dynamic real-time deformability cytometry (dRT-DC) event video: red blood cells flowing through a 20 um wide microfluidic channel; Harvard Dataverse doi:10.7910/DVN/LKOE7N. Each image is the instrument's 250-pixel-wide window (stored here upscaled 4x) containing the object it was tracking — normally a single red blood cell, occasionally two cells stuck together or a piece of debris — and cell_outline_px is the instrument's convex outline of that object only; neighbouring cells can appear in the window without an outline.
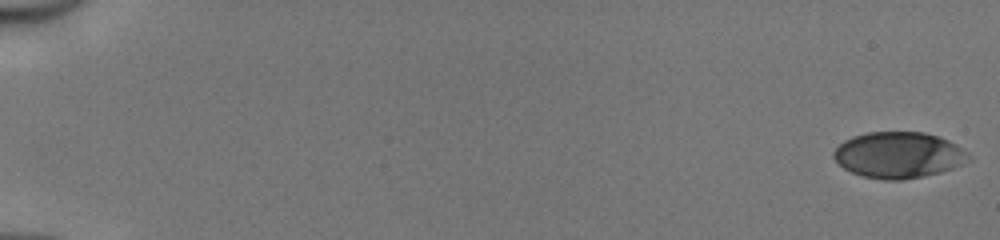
{"species": "human", "species_latin": "Homo sapiens", "temperature_condition": "cold", "stored_images_in_passage": 51, "camera_frame_rate_fps": 3000, "um_per_image_px": 0.085, "donor": {"sex": "male"}, "frame": {"image": 1, "passage_image": 1, "time_ms": 0.0, "image_size_px": [1000, 240], "cell_outline_px": [[972, 160], [952, 168], [940, 172], [900, 180], [884, 180], [864, 176], [852, 172], [844, 168], [832, 156], [832, 152], [844, 140], [852, 136], [868, 132], [924, 132], [948, 140], [956, 144], [968, 152]], "centroid_in_image_um": [76.38, 13.16], "position_along_channel_um": 8.6, "area_um2": 36.13}}
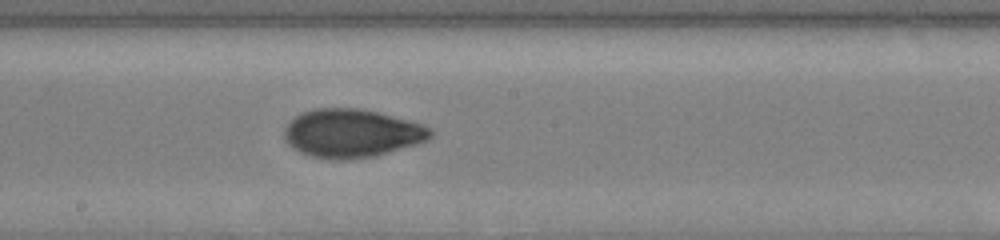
{"frame": {"image": 2, "passage_image": 30, "time_ms": 9.667, "image_size_px": [1000, 240], "cell_outline_px": [[432, 136], [428, 140], [416, 144], [376, 156], [348, 160], [332, 160], [312, 156], [300, 152], [292, 148], [284, 140], [284, 128], [296, 116], [304, 112], [316, 108], [360, 108], [424, 124], [432, 128]], "centroid_in_image_um": [29.9, 11.34], "position_along_channel_um": 218.3, "area_um2": 41.33}}
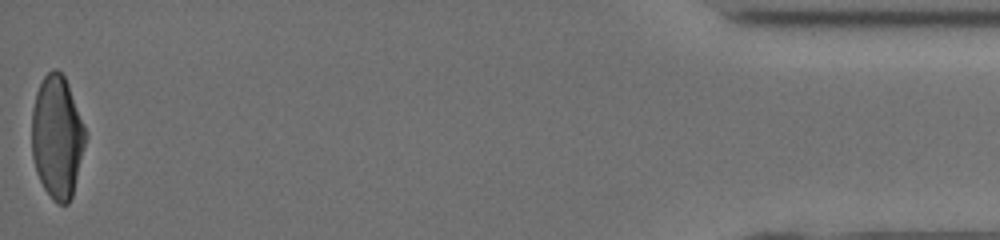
{"frame": {"image": 3, "passage_image": 51, "time_ms": 16.667, "image_size_px": [1000, 240], "cell_outline_px": [[88, 136], [72, 196], [68, 204], [60, 204], [52, 200], [44, 188], [36, 172], [32, 156], [32, 108], [36, 92], [44, 76], [52, 68], [56, 68], [64, 76], [68, 84]], "centroid_in_image_um": [4.86, 11.65], "position_along_channel_um": 430.3, "area_um2": 38.55}, "authors_computed_cell_mechanics": {"area_um2": 38.8416, "velocity_mm_per_s": 4.1741, "shape_relaxation_time_tau1_ms": 4.1233, "shape_relaxation_time_tau2_ms": 1.2821, "deformation_change_tau1": 0.177, "deformation_change_tau2": 0.0507}}